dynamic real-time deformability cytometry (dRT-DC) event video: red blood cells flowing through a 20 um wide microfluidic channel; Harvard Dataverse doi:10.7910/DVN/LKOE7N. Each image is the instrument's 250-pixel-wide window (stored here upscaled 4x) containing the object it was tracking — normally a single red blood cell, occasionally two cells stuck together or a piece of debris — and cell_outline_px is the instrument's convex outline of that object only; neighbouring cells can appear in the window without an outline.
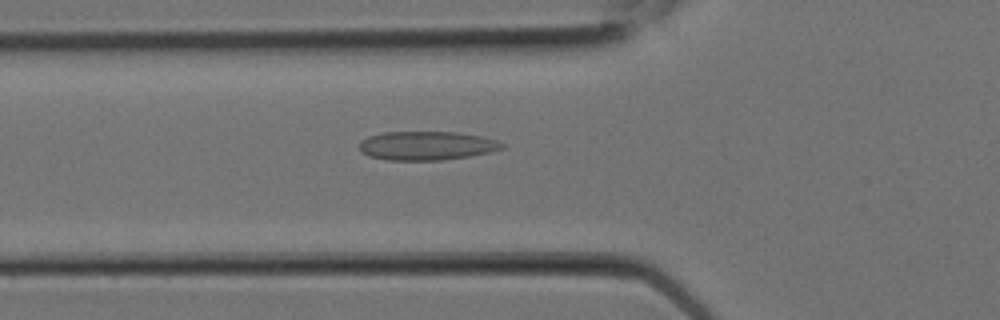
{"species": "Egyptian fruit bat (a non-hibernating species)", "species_latin": "Rousettus aegyptiacus", "temperature_condition": "room temperature", "stored_images_in_passage": 8, "camera_frame_rate_fps": 3000, "um_per_image_px": 0.085, "animal": {"sex": "female"}, "frame": {"image": 1, "passage_image": 8, "time_ms": 2.333, "image_size_px": [1000, 320], "cell_outline_px": [[504, 148], [488, 152], [468, 156], [440, 160], [388, 160], [368, 156], [360, 152], [360, 140], [368, 136], [384, 132], [456, 132], [484, 136], [496, 140], [504, 144]], "centroid_in_image_um": [36.24, 12.38], "position_along_channel_um": 89.6, "area_um2": 23.99}}